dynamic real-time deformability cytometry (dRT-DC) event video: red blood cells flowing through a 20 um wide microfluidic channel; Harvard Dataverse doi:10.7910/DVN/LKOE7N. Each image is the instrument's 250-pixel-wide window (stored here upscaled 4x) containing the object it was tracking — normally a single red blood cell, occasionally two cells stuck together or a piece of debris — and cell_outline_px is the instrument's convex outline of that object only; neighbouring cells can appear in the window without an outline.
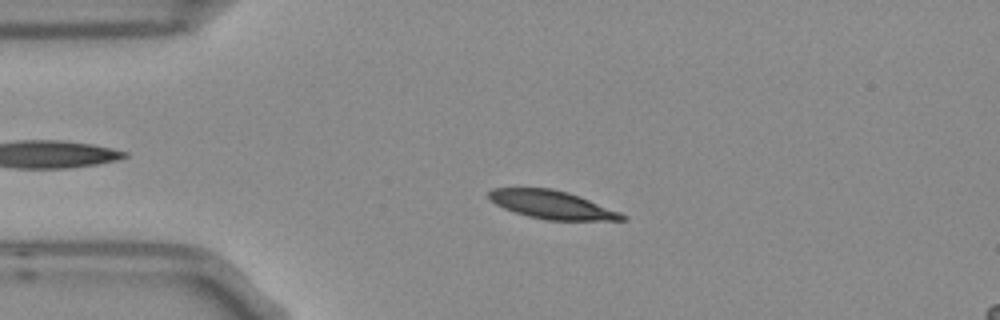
{"species": "Egyptian fruit bat (a non-hibernating species)", "species_latin": "Rousettus aegyptiacus", "temperature_condition": "room temperature", "stored_images_in_passage": 7, "camera_frame_rate_fps": 3000, "um_per_image_px": 0.085, "frame": {"image": 1, "passage_image": 2, "time_ms": 0.333, "image_size_px": [1000, 320], "cell_outline_px": [[628, 220], [548, 220], [528, 216], [504, 208], [496, 204], [488, 196], [488, 192], [492, 188], [552, 188], [568, 192], [580, 196], [620, 212], [628, 216]], "centroid_in_image_um": [46.95, 17.4], "position_along_channel_um": 38.1, "area_um2": 21.79}}
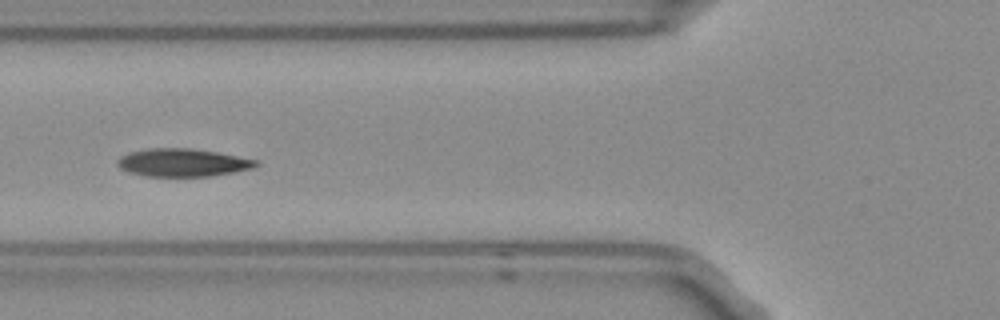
{"frame": {"image": 2, "passage_image": 4, "time_ms": 1.0, "image_size_px": [1000, 320], "cell_outline_px": [[260, 164], [252, 168], [236, 172], [208, 176], [144, 176], [128, 172], [120, 168], [116, 164], [116, 160], [120, 156], [128, 152], [148, 148], [192, 148], [216, 152], [260, 160]], "centroid_in_image_um": [15.51, 13.81], "position_along_channel_um": 110.3, "area_um2": 22.77}}